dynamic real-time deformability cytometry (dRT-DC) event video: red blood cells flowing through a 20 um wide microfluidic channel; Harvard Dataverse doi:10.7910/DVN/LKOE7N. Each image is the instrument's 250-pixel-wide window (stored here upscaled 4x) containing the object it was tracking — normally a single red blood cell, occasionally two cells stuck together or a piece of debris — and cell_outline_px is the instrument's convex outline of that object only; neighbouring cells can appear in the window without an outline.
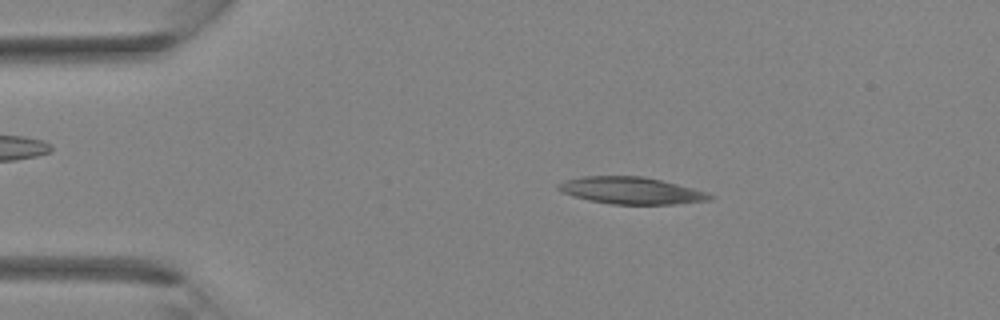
{"species": "Egyptian fruit bat (a non-hibernating species)", "species_latin": "Rousettus aegyptiacus", "temperature_condition": "room temperature", "stored_images_in_passage": 35, "camera_frame_rate_fps": 3000, "um_per_image_px": 0.085, "animal": {"sex": "female"}, "frame": {"image": 1, "passage_image": 7, "time_ms": 2.0, "image_size_px": [1000, 320], "cell_outline_px": [[716, 196], [712, 200], [676, 204], [612, 204], [588, 200], [572, 196], [556, 188], [556, 184], [564, 180], [580, 176], [644, 176], [708, 192]], "centroid_in_image_um": [53.64, 16.2], "position_along_channel_um": 31.4, "area_um2": 23.93}}
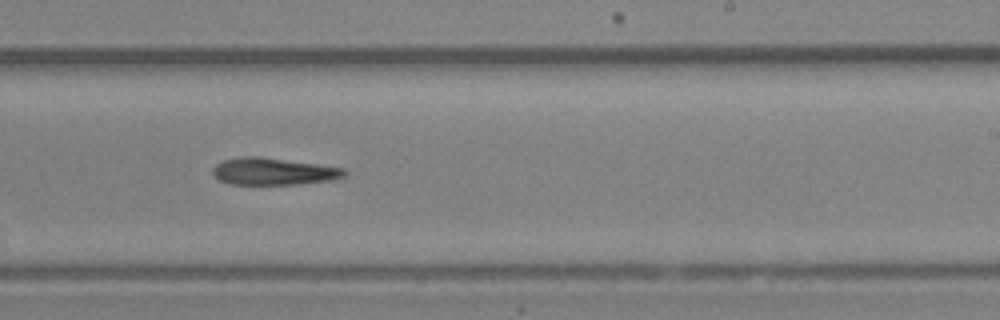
{"frame": {"image": 2, "passage_image": 22, "time_ms": 7.0, "image_size_px": [1000, 320], "cell_outline_px": [[348, 176], [336, 180], [296, 184], [228, 184], [220, 180], [212, 172], [212, 168], [216, 164], [224, 160], [240, 156], [260, 156], [344, 168], [348, 172]], "centroid_in_image_um": [23.28, 14.57], "position_along_channel_um": 265.7, "area_um2": 20.92}}
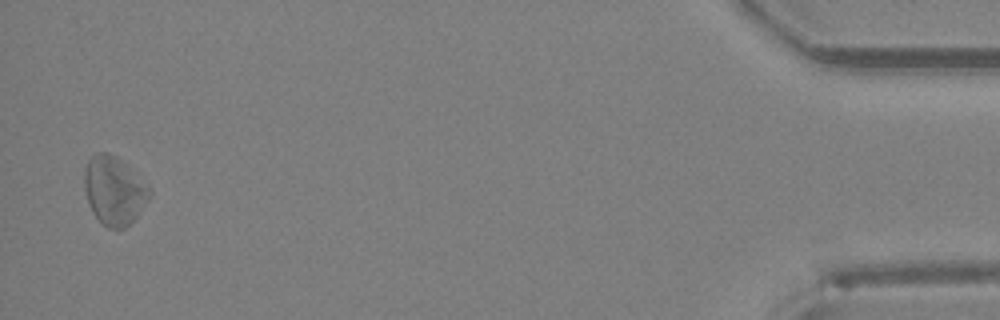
{"frame": {"image": 3, "passage_image": 35, "time_ms": 11.333, "image_size_px": [1000, 320], "cell_outline_px": [[152, 196], [136, 216], [124, 228], [108, 228], [92, 212], [88, 204], [84, 188], [84, 172], [88, 160], [96, 152], [108, 152], [116, 156], [128, 164], [152, 192]], "centroid_in_image_um": [9.69, 16.16], "position_along_channel_um": 425.5, "area_um2": 25.89}}